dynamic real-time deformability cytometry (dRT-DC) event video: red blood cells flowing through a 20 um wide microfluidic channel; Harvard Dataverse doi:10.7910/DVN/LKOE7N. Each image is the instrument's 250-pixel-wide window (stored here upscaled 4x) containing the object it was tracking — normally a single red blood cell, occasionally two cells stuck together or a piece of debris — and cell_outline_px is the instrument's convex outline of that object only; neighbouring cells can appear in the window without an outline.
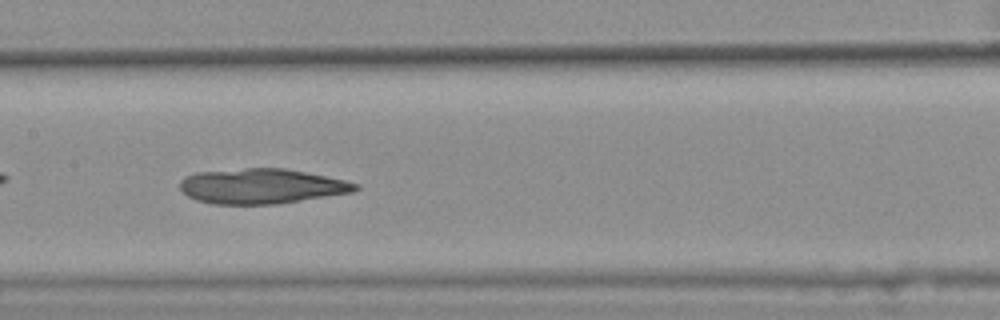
{"species": "common noctule bat (a hibernating species)", "species_latin": "Nyctalus noctula", "temperature_condition": "warm", "stored_images_in_passage": 46, "camera_frame_rate_fps": 3000, "um_per_image_px": 0.085, "animal": {"sex": "female", "body_mass_g": 25.1}, "frame": {"image": 1, "passage_image": 27, "time_ms": 8.667, "image_size_px": [1000, 320], "cell_outline_px": [[360, 188], [352, 192], [276, 204], [212, 204], [196, 200], [188, 196], [180, 188], [180, 180], [184, 176], [196, 172], [244, 168], [284, 168], [344, 180], [360, 184]], "centroid_in_image_um": [22.19, 15.82], "position_along_channel_um": 185.2, "area_um2": 35.72}}